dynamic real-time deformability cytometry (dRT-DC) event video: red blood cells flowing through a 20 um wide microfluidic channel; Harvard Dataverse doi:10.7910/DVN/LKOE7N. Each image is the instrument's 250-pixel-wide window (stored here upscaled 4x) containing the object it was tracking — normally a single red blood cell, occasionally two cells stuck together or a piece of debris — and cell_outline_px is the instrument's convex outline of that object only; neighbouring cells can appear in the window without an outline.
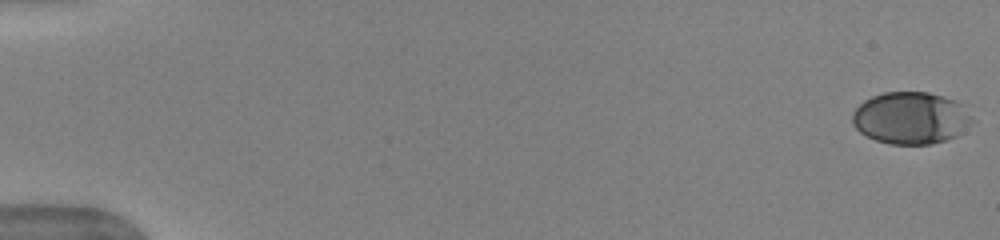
{"species": "human", "species_latin": "Homo sapiens", "temperature_condition": "warm", "stored_images_in_passage": 52, "camera_frame_rate_fps": 3000, "um_per_image_px": 0.085, "donor": {"sex": "female"}, "frame": {"image": 1, "passage_image": 1, "time_ms": 0.0, "image_size_px": [1000, 240], "cell_outline_px": [[976, 120], [956, 136], [932, 144], [888, 144], [876, 140], [860, 132], [852, 124], [852, 112], [864, 100], [872, 96], [884, 92], [928, 92], [956, 100], [964, 104]], "centroid_in_image_um": [77.45, 10.02], "position_along_channel_um": 7.6, "area_um2": 36.7}}
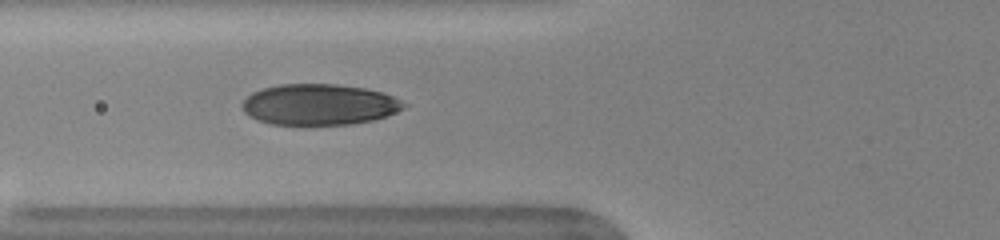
{"frame": {"image": 2, "passage_image": 21, "time_ms": 6.667, "image_size_px": [1000, 240], "cell_outline_px": [[408, 104], [404, 108], [388, 116], [372, 120], [352, 124], [272, 124], [248, 116], [244, 112], [240, 104], [252, 92], [264, 88], [280, 84], [336, 84], [364, 88], [380, 92], [392, 96]], "centroid_in_image_um": [27.13, 8.88], "position_along_channel_um": 98.7, "area_um2": 38.44}}
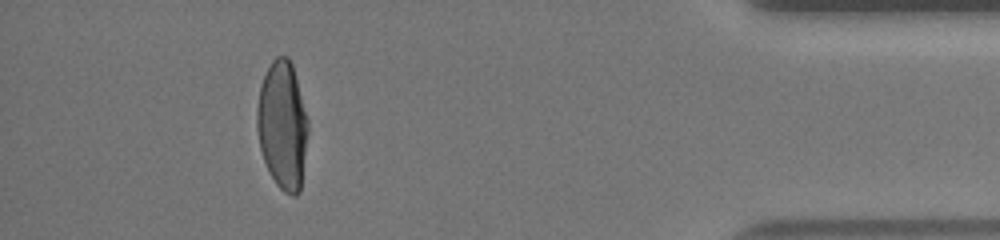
{"frame": {"image": 3, "passage_image": 48, "time_ms": 15.667, "image_size_px": [1000, 240], "cell_outline_px": [[308, 132], [300, 192], [296, 196], [292, 196], [284, 192], [276, 184], [264, 160], [260, 148], [256, 128], [256, 108], [260, 88], [264, 76], [272, 60], [276, 56], [288, 56], [292, 64], [308, 120]], "centroid_in_image_um": [24.01, 10.65], "position_along_channel_um": 411.2, "area_um2": 38.03}, "authors_computed_cell_mechanics": {"area_um2": 38.437, "velocity_mm_per_s": 3.9603, "shape_relaxation_time_tau1_ms": 4.0408, "shape_relaxation_time_tau2_ms": null, "deformation_change_tau1": 0.1775, "deformation_change_tau2": null}}